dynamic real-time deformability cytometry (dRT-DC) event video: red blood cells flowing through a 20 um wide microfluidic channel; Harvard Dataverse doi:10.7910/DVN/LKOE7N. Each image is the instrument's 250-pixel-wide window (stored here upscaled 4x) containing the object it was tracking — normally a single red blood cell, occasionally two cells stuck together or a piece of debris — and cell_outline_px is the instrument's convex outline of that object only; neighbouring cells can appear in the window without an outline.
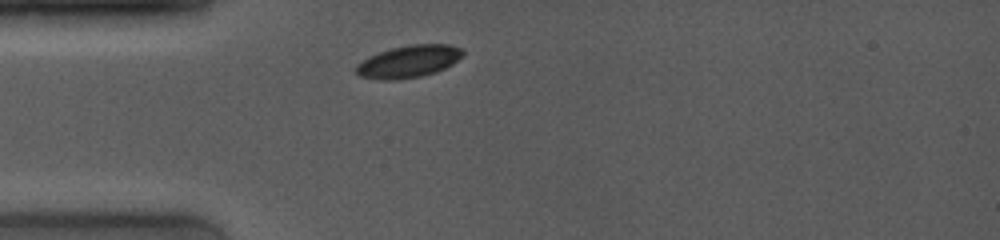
{"species": "common noctule bat (a hibernating species)", "species_latin": "Nyctalus noctula", "temperature_condition": "room temperature", "stored_images_in_passage": 7, "camera_frame_rate_fps": 4000, "um_per_image_px": 0.085, "animal": {"sex": "female", "body_mass_g": 19.0, "forearm_length_mm": 53.3}, "frame": {"image": 1, "passage_image": 1, "time_ms": 0.0, "image_size_px": [1000, 240], "cell_outline_px": [[464, 56], [452, 64], [436, 72], [420, 76], [400, 80], [380, 80], [360, 76], [356, 72], [356, 64], [368, 56], [392, 48], [412, 44], [448, 44], [464, 48]], "centroid_in_image_um": [34.76, 5.22], "position_along_channel_um": 50.2, "area_um2": 20.23}}
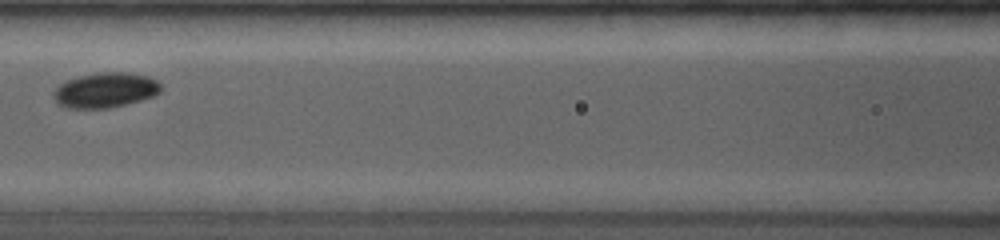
{"frame": {"image": 2, "passage_image": 6, "time_ms": 3.0, "image_size_px": [1000, 240], "cell_outline_px": [[160, 92], [152, 96], [140, 100], [108, 108], [68, 108], [56, 104], [52, 96], [52, 92], [60, 84], [68, 80], [80, 76], [100, 72], [128, 72], [148, 76], [156, 80], [160, 84]], "centroid_in_image_um": [8.91, 7.66], "position_along_channel_um": 157.7, "area_um2": 21.85}}